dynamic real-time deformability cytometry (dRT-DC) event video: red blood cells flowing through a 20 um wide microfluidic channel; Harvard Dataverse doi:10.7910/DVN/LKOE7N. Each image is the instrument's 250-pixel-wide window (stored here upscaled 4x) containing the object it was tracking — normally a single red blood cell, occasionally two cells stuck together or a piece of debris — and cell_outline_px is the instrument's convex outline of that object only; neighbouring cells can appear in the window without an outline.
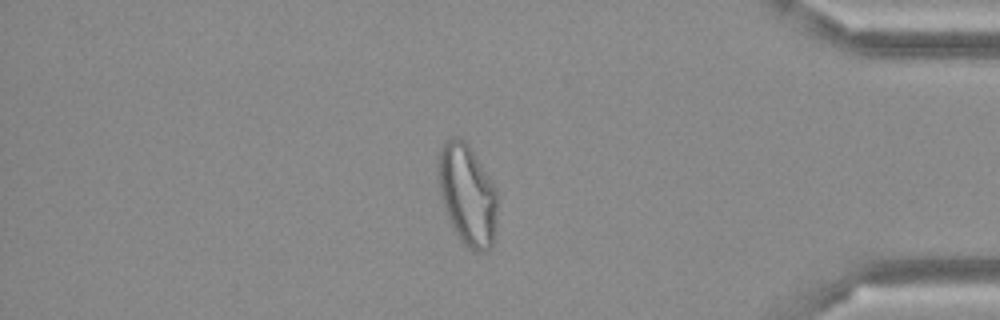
{"species": "Egyptian fruit bat (a non-hibernating species)", "species_latin": "Rousettus aegyptiacus", "temperature_condition": "cold", "stored_images_in_passage": 50, "camera_frame_rate_fps": 3000, "um_per_image_px": 0.085, "frame": {"image": 1, "passage_image": 43, "time_ms": 14.0, "image_size_px": [1000, 320], "cell_outline_px": [[496, 224], [492, 248], [484, 252], [476, 252], [468, 248], [460, 240], [448, 216], [440, 192], [436, 172], [436, 160], [440, 148], [452, 136], [460, 136], [468, 144], [496, 188]], "centroid_in_image_um": [39.71, 16.53], "position_along_channel_um": 395.5, "area_um2": 34.91}}